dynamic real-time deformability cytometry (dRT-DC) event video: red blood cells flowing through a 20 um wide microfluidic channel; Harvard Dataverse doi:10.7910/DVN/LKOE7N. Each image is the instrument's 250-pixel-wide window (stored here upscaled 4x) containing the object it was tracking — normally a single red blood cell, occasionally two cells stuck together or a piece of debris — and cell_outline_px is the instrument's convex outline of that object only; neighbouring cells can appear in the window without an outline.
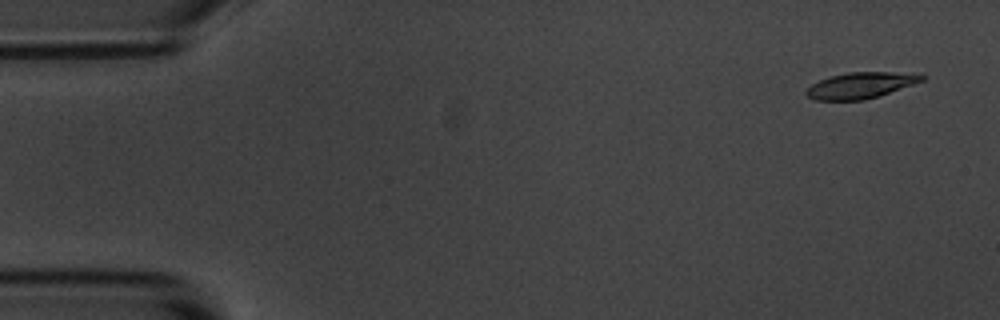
{"species": "common noctule bat (a hibernating species)", "species_latin": "Nyctalus noctula", "temperature_condition": "room temperature", "stored_images_in_passage": 3, "camera_frame_rate_fps": 3000, "um_per_image_px": 0.085, "animal": {"sex": "male", "body_mass_g": 20.1, "forearm_length_mm": 53.5}, "frame": {"image": 1, "passage_image": 1, "time_ms": 0.0, "image_size_px": [1000, 320], "cell_outline_px": [[928, 76], [924, 80], [880, 96], [864, 100], [816, 100], [808, 96], [804, 92], [812, 84], [828, 76], [848, 72], [892, 72]], "centroid_in_image_um": [73.13, 7.26], "position_along_channel_um": 11.9, "area_um2": 17.46}}